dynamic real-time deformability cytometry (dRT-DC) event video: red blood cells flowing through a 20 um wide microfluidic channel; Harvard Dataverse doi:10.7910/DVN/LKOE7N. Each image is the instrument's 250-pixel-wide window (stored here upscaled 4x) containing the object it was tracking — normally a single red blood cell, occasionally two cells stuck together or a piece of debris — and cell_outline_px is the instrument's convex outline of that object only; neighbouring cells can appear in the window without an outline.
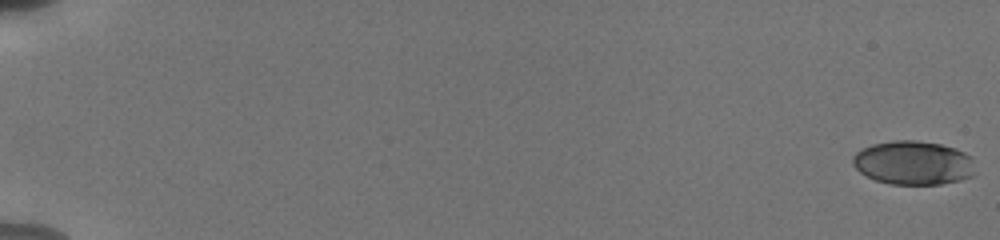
{"species": "human", "species_latin": "Homo sapiens", "temperature_condition": "cold", "stored_images_in_passage": 40, "camera_frame_rate_fps": 3000, "um_per_image_px": 0.085, "donor": {"sex": "male"}, "frame": {"image": 1, "passage_image": 1, "time_ms": 0.0, "image_size_px": [1000, 240], "cell_outline_px": [[972, 176], [960, 180], [940, 184], [892, 184], [876, 180], [860, 172], [852, 164], [852, 156], [860, 148], [872, 144], [892, 140], [916, 140], [940, 144], [956, 148], [972, 156]], "centroid_in_image_um": [77.6, 13.82], "position_along_channel_um": 7.4, "area_um2": 31.33}}
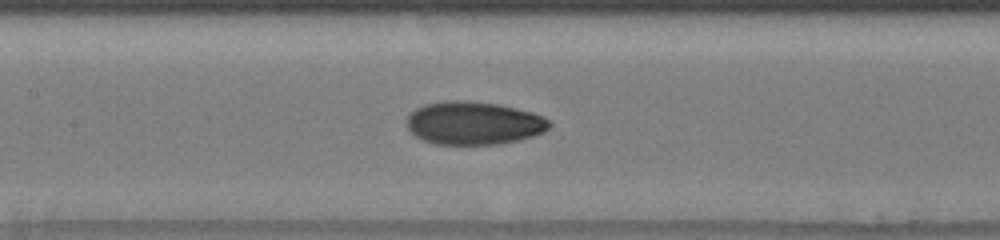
{"frame": {"image": 2, "passage_image": 21, "time_ms": 6.667, "image_size_px": [1000, 240], "cell_outline_px": [[552, 124], [544, 132], [532, 136], [516, 140], [496, 144], [436, 144], [424, 140], [416, 136], [404, 124], [408, 116], [416, 108], [424, 104], [452, 100], [464, 100], [500, 104], [532, 112], [544, 116]], "centroid_in_image_um": [40.26, 10.45], "position_along_channel_um": 167.1, "area_um2": 35.78}}
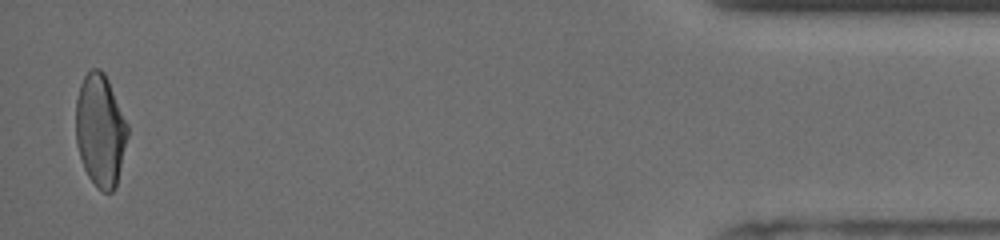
{"frame": {"image": 3, "passage_image": 40, "time_ms": 13.0, "image_size_px": [1000, 240], "cell_outline_px": [[128, 136], [116, 188], [112, 192], [104, 192], [88, 176], [84, 168], [76, 144], [76, 100], [80, 84], [84, 76], [92, 68], [100, 68], [104, 72], [108, 80], [128, 124]], "centroid_in_image_um": [8.53, 11.06], "position_along_channel_um": 426.7, "area_um2": 33.87}}